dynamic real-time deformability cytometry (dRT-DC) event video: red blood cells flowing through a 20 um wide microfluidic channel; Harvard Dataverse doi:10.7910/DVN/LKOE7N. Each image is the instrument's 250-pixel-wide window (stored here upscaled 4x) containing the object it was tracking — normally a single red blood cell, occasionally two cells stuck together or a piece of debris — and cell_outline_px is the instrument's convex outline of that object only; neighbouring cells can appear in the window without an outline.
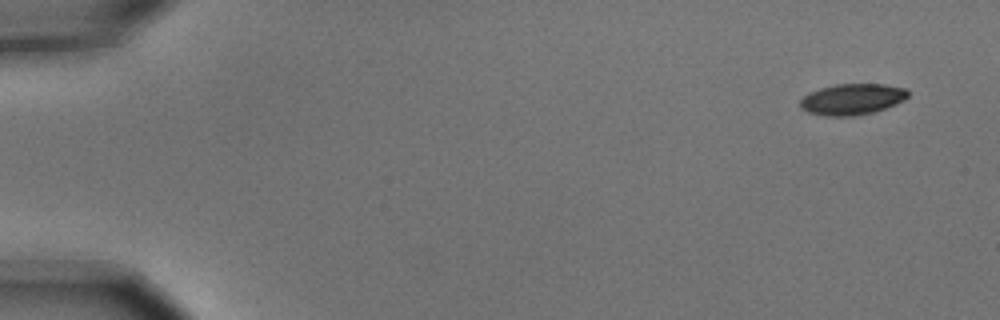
{"species": "common noctule bat (a hibernating species)", "species_latin": "Nyctalus noctula", "temperature_condition": "cold", "stored_images_in_passage": 5, "camera_frame_rate_fps": 3000, "um_per_image_px": 0.085, "animal": {"sex": "male", "body_mass_g": 15.6}, "frame": {"image": 1, "passage_image": 1, "time_ms": 0.0, "image_size_px": [1000, 320], "cell_outline_px": [[908, 96], [904, 100], [884, 108], [872, 112], [852, 116], [828, 116], [808, 112], [800, 108], [800, 100], [808, 92], [820, 88], [836, 84], [884, 84], [904, 88], [908, 92]], "centroid_in_image_um": [72.39, 8.43], "position_along_channel_um": 12.6, "area_um2": 19.36}}
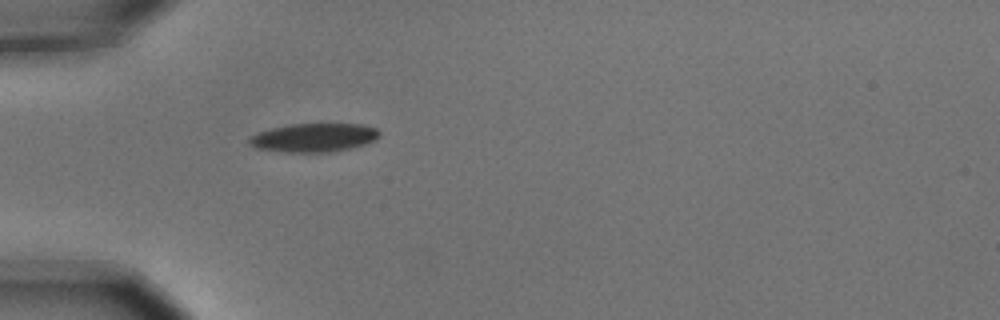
{"frame": {"image": 2, "passage_image": 5, "time_ms": 1.333, "image_size_px": [1000, 320], "cell_outline_px": [[380, 136], [376, 140], [364, 144], [332, 152], [284, 152], [256, 148], [248, 144], [248, 140], [252, 136], [260, 132], [272, 128], [292, 124], [360, 124], [376, 128], [380, 132]], "centroid_in_image_um": [26.69, 11.7], "position_along_channel_um": 58.3, "area_um2": 21.56}}